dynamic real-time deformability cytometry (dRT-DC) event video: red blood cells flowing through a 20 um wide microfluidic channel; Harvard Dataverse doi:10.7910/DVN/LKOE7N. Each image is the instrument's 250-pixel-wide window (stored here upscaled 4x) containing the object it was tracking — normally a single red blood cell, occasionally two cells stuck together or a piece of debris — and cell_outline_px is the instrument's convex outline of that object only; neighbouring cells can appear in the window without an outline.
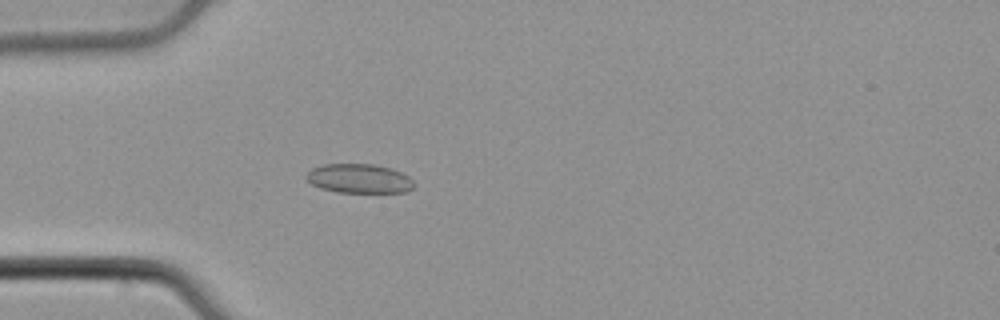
{"species": "common noctule bat (a hibernating species)", "species_latin": "Nyctalus noctula", "temperature_condition": "cold", "stored_images_in_passage": 55, "camera_frame_rate_fps": 3000, "um_per_image_px": 0.085, "animal": {"sex": "male", "body_mass_g": 21.5, "forearm_length_mm": 52.0}, "frame": {"image": 1, "passage_image": 17, "time_ms": 5.333, "image_size_px": [1000, 320], "cell_outline_px": [[416, 184], [408, 192], [336, 192], [320, 188], [312, 184], [304, 176], [312, 168], [324, 164], [372, 164], [388, 168], [400, 172], [408, 176]], "centroid_in_image_um": [30.52, 15.18], "position_along_channel_um": 54.5, "area_um2": 18.26}}
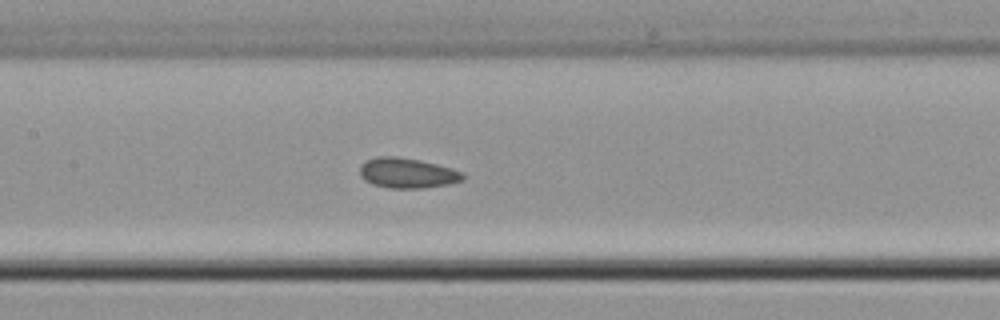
{"frame": {"image": 2, "passage_image": 27, "time_ms": 8.667, "image_size_px": [1000, 320], "cell_outline_px": [[464, 180], [448, 184], [420, 188], [388, 188], [372, 184], [364, 180], [360, 176], [360, 164], [376, 156], [396, 156], [420, 160], [452, 168], [464, 172]], "centroid_in_image_um": [34.61, 14.7], "position_along_channel_um": 172.8, "area_um2": 18.21}}
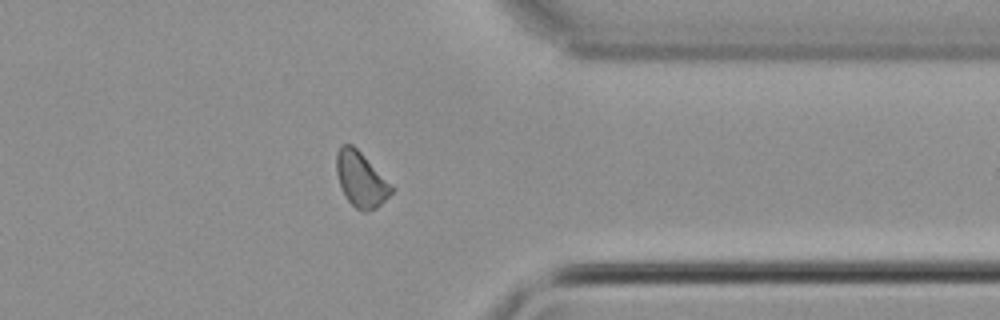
{"frame": {"image": 3, "passage_image": 44, "time_ms": 14.333, "image_size_px": [1000, 320], "cell_outline_px": [[396, 188], [376, 208], [368, 212], [364, 212], [356, 208], [348, 200], [340, 184], [336, 172], [336, 152], [340, 144], [352, 144]], "centroid_in_image_um": [30.68, 15.24], "position_along_channel_um": 380.7, "area_um2": 17.51}, "authors_computed_cell_mechanics": {"area_um2": 17.8024, "velocity_mm_per_s": 3.8164, "shape_relaxation_time_tau1_ms": 4.13, "shape_relaxation_time_tau2_ms": 1.1402, "deformation_change_tau1": 0.0338, "deformation_change_tau2": 0.073}}